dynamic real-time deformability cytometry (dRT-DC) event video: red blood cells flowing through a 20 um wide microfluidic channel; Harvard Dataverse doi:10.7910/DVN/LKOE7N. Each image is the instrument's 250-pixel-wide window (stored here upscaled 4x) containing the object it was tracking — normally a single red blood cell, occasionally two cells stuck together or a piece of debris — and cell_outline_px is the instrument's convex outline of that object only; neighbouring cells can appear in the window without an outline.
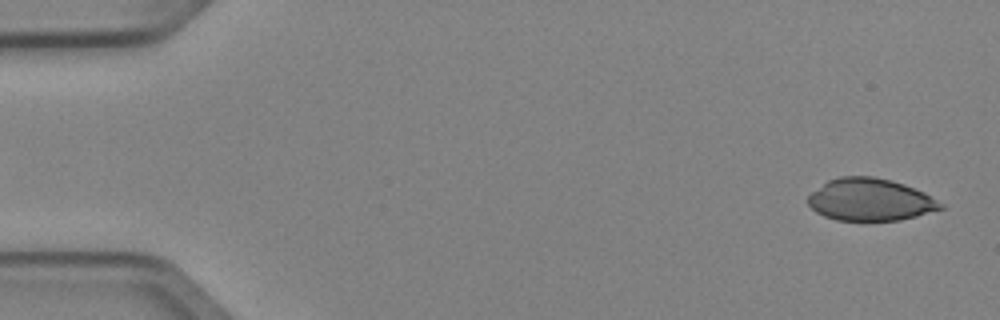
{"species": "Egyptian fruit bat (a non-hibernating species)", "species_latin": "Rousettus aegyptiacus", "temperature_condition": "cold", "stored_images_in_passage": 3, "segment_of_instrument_passage": [2, 2], "camera_frame_rate_fps": 3000, "um_per_image_px": 0.085, "animal": {"sex": "female"}, "frame": {"image": 1, "passage_image": 3, "time_ms": 0.667, "image_size_px": [1000, 320], "cell_outline_px": [[944, 208], [916, 216], [900, 220], [836, 220], [824, 216], [816, 212], [808, 204], [808, 196], [812, 192], [828, 180], [840, 176], [872, 176], [892, 180], [904, 184], [924, 192], [944, 204]], "centroid_in_image_um": [73.97, 16.97], "position_along_channel_um": 11.0, "area_um2": 32.6}}